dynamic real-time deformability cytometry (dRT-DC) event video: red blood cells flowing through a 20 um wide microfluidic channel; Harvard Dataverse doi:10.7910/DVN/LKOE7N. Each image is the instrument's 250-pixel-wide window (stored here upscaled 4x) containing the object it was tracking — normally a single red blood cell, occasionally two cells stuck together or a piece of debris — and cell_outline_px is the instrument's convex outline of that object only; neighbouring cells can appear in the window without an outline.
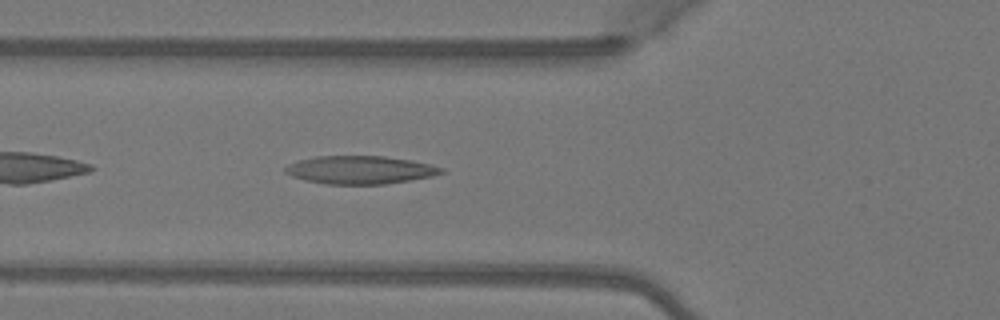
{"species": "Egyptian fruit bat (a non-hibernating species)", "species_latin": "Rousettus aegyptiacus", "temperature_condition": "warm", "stored_images_in_passage": 34, "camera_frame_rate_fps": 3000, "um_per_image_px": 0.085, "animal": {"sex": "female"}, "frame": {"image": 1, "passage_image": 4, "time_ms": 1.0, "image_size_px": [1000, 320], "cell_outline_px": [[444, 172], [432, 176], [384, 184], [324, 184], [304, 180], [292, 176], [284, 172], [284, 168], [288, 164], [296, 160], [316, 156], [384, 156], [412, 160], [444, 168]], "centroid_in_image_um": [30.55, 14.43], "position_along_channel_um": 95.2, "area_um2": 25.55}}
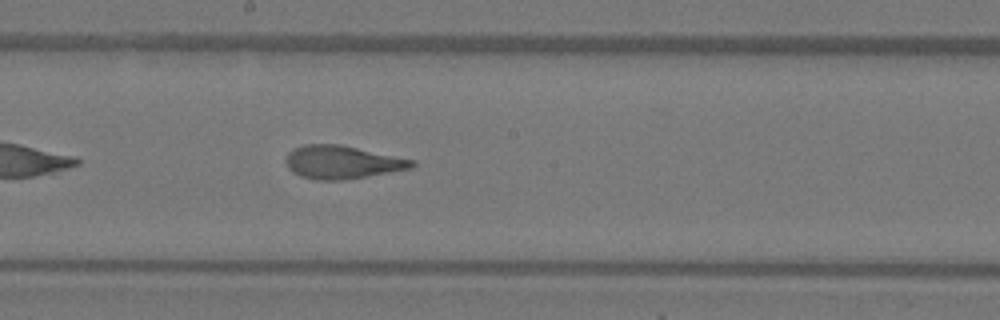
{"frame": {"image": 2, "passage_image": 13, "time_ms": 4.0, "image_size_px": [1000, 320], "cell_outline_px": [[416, 164], [412, 168], [340, 180], [316, 180], [300, 176], [292, 172], [288, 168], [284, 160], [288, 152], [292, 148], [304, 144], [340, 144], [416, 160]], "centroid_in_image_um": [29.04, 13.77], "position_along_channel_um": 219.2, "area_um2": 24.39}}
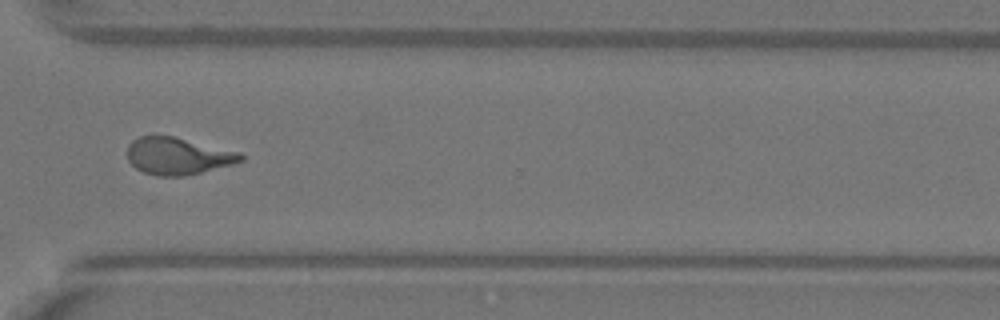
{"frame": {"image": 3, "passage_image": 23, "time_ms": 7.333, "image_size_px": [1000, 320], "cell_outline_px": [[244, 160], [232, 164], [184, 176], [156, 176], [144, 172], [136, 168], [128, 160], [128, 144], [132, 140], [140, 136], [172, 136], [240, 152], [244, 156]], "centroid_in_image_um": [15.1, 13.26], "position_along_channel_um": 355.5, "area_um2": 24.28}, "authors_computed_cell_mechanics": {"area_um2": 24.3049, "velocity_mm_per_s": 4.1036, "shape_relaxation_time_tau1_ms": 5.743, "shape_relaxation_time_tau2_ms": 1.4903, "deformation_change_tau1": 0.2383, "deformation_change_tau2": 0.1051}}